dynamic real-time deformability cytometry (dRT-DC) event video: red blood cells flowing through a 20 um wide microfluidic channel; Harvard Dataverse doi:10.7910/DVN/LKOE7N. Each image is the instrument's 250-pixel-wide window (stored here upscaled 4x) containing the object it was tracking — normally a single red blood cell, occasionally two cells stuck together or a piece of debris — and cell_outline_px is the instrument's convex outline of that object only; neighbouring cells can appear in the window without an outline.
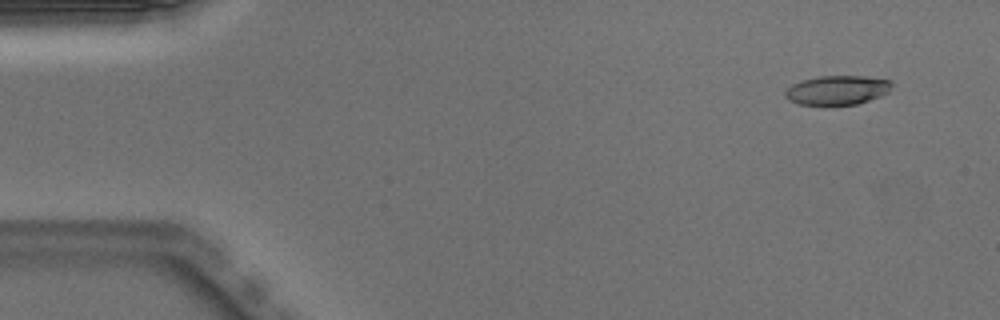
{"species": "Egyptian fruit bat (a non-hibernating species)", "species_latin": "Rousettus aegyptiacus", "temperature_condition": "warm", "stored_images_in_passage": 48, "camera_frame_rate_fps": 3000, "um_per_image_px": 0.085, "animal": {"sex": "male"}, "frame": {"image": 1, "passage_image": 2, "time_ms": 0.333, "image_size_px": [1000, 320], "cell_outline_px": [[892, 84], [888, 92], [880, 96], [856, 104], [800, 104], [788, 100], [784, 96], [784, 92], [792, 84], [800, 80], [820, 76], [864, 76], [892, 80]], "centroid_in_image_um": [71.15, 7.64], "position_along_channel_um": 13.8, "area_um2": 18.03}}
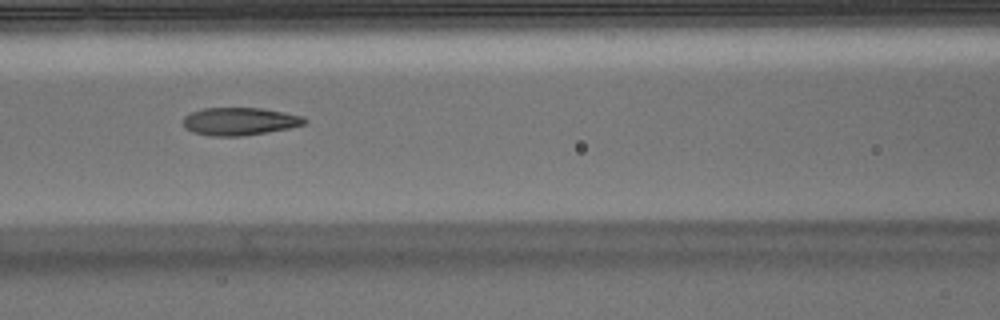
{"frame": {"image": 2, "passage_image": 20, "time_ms": 6.333, "image_size_px": [1000, 320], "cell_outline_px": [[308, 120], [304, 124], [288, 128], [240, 136], [208, 136], [192, 132], [184, 128], [184, 116], [192, 112], [204, 108], [264, 108], [304, 116]], "centroid_in_image_um": [20.36, 10.31], "position_along_channel_um": 146.2, "area_um2": 19.59}}
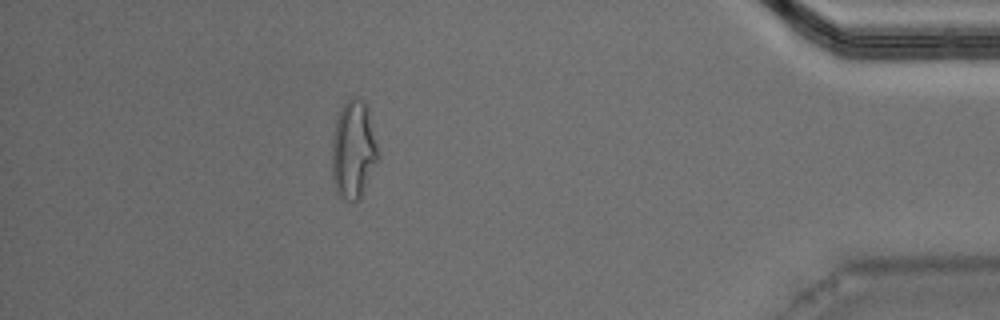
{"frame": {"image": 3, "passage_image": 43, "time_ms": 14.0, "image_size_px": [1000, 320], "cell_outline_px": [[376, 160], [360, 196], [356, 200], [352, 200], [340, 196], [336, 192], [332, 180], [332, 140], [336, 116], [340, 108], [352, 96], [356, 96], [364, 100], [368, 108], [376, 144]], "centroid_in_image_um": [29.98, 12.64], "position_along_channel_um": 405.2, "area_um2": 25.72}, "authors_computed_cell_mechanics": {"area_um2": 19.7387, "velocity_mm_per_s": 3.9988, "shape_relaxation_time_tau1_ms": 6.7413, "shape_relaxation_time_tau2_ms": 1.3508, "deformation_change_tau1": 0.2595, "deformation_change_tau2": 0.0961}}